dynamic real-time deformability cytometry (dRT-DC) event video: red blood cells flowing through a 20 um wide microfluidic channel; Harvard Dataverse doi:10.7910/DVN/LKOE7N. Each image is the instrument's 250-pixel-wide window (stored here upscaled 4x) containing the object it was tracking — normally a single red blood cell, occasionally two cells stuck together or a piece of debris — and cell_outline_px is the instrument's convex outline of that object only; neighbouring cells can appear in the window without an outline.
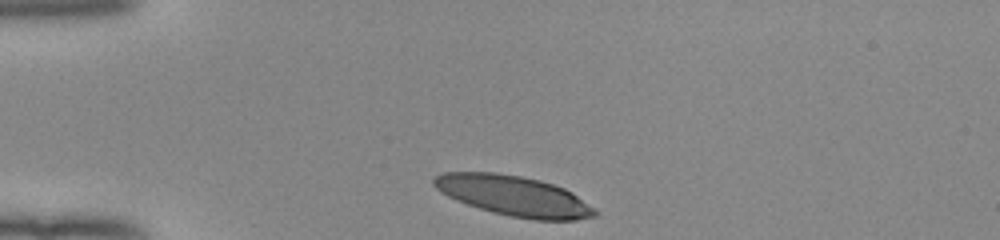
{"species": "human", "species_latin": "Homo sapiens", "temperature_condition": "room temperature", "stored_images_in_passage": 32, "camera_frame_rate_fps": 3000, "um_per_image_px": 0.085, "donor": {"sex": "female"}, "frame": {"image": 1, "passage_image": 1, "time_ms": 0.0, "image_size_px": [1000, 240], "cell_outline_px": [[600, 212], [596, 216], [576, 220], [532, 220], [492, 212], [456, 200], [440, 192], [432, 184], [432, 180], [436, 176], [444, 172], [496, 172], [520, 176], [540, 180], [564, 188], [572, 192]], "centroid_in_image_um": [43.69, 16.64], "position_along_channel_um": 41.3, "area_um2": 37.69}}
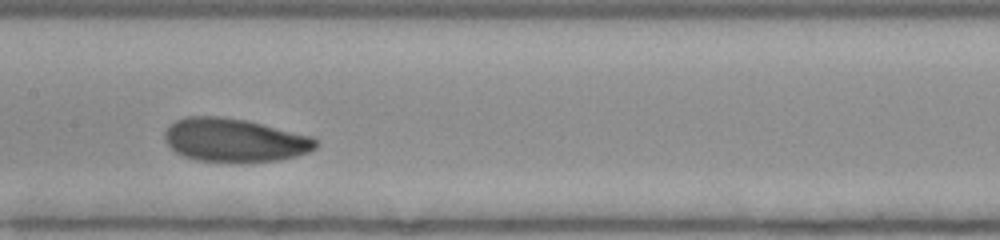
{"frame": {"image": 2, "passage_image": 15, "time_ms": 4.667, "image_size_px": [1000, 240], "cell_outline_px": [[320, 144], [316, 148], [308, 152], [296, 156], [280, 160], [236, 164], [196, 160], [184, 156], [176, 152], [164, 140], [164, 132], [168, 124], [184, 116], [220, 116], [248, 120], [312, 136]], "centroid_in_image_um": [19.93, 11.93], "position_along_channel_um": 187.5, "area_um2": 39.19}}
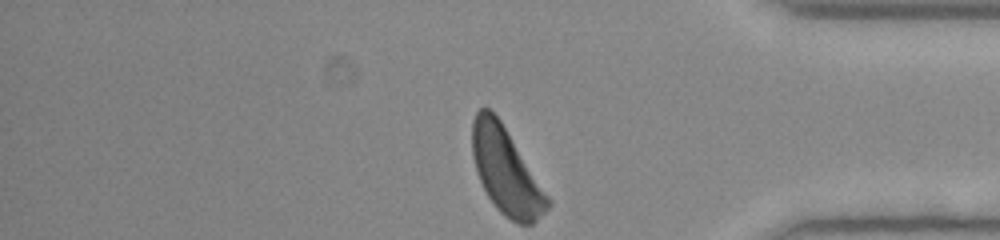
{"frame": {"image": 3, "passage_image": 32, "time_ms": 10.333, "image_size_px": [1000, 240], "cell_outline_px": [[552, 204], [532, 224], [516, 224], [504, 216], [496, 208], [488, 196], [476, 172], [472, 156], [472, 120], [476, 112], [480, 108], [488, 108], [500, 120], [552, 200]], "centroid_in_image_um": [43.01, 14.57], "position_along_channel_um": 392.2, "area_um2": 37.74}, "authors_computed_cell_mechanics": {"area_um2": 38.4948, "velocity_mm_per_s": 3.9209, "shape_relaxation_time_tau1_ms": 2.0201, "shape_relaxation_time_tau2_ms": 6.0026, "deformation_change_tau1": 0.0968, "deformation_change_tau2": 0.1534}}